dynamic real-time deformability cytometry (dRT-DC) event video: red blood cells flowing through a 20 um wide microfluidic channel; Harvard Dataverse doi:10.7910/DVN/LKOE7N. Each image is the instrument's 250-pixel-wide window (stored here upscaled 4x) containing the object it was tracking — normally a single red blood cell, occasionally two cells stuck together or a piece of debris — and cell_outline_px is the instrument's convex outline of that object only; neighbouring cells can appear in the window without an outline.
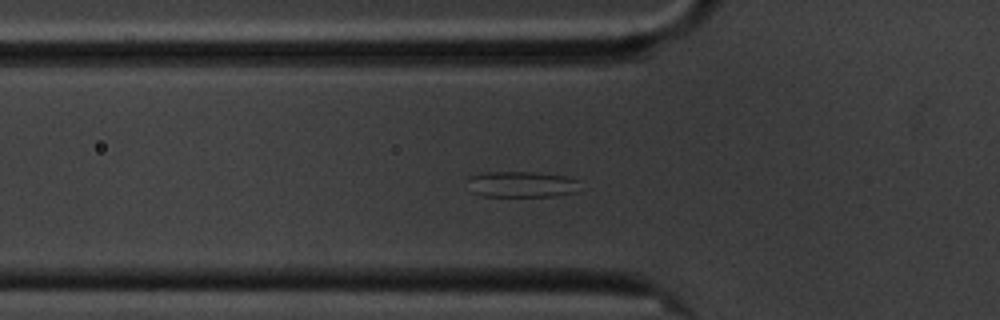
{"species": "common noctule bat (a hibernating species)", "species_latin": "Nyctalus noctula", "temperature_condition": "cold", "stored_images_in_passage": 42, "camera_frame_rate_fps": 3000, "um_per_image_px": 0.085, "animal": {"sex": "male", "body_mass_g": 20.1, "forearm_length_mm": 53.5}, "frame": {"image": 1, "passage_image": 2, "time_ms": 0.333, "image_size_px": [1000, 320], "cell_outline_px": [[580, 180], [576, 192], [552, 196], [484, 196], [472, 192], [468, 180], [468, 176], [484, 172], [536, 172], [564, 176]], "centroid_in_image_um": [44.33, 15.66], "position_along_channel_um": 81.5, "area_um2": 16.99}}
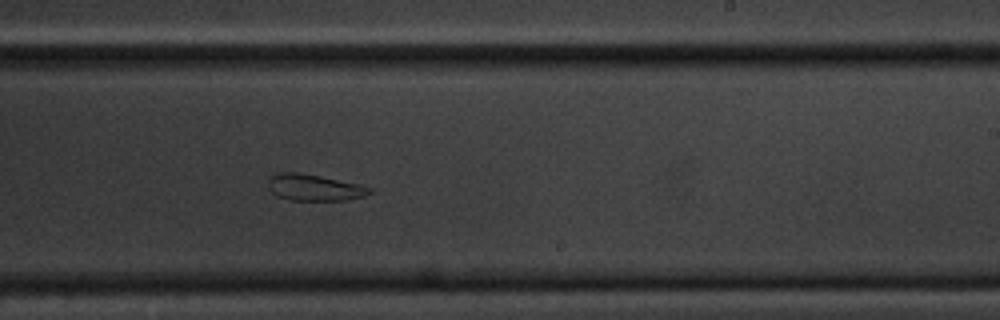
{"frame": {"image": 2, "passage_image": 18, "time_ms": 5.667, "image_size_px": [1000, 320], "cell_outline_px": [[372, 192], [364, 196], [348, 200], [288, 200], [276, 196], [268, 188], [268, 180], [276, 172], [296, 172], [320, 176], [360, 184], [372, 188]], "centroid_in_image_um": [26.7, 15.94], "position_along_channel_um": 262.3, "area_um2": 15.72}}
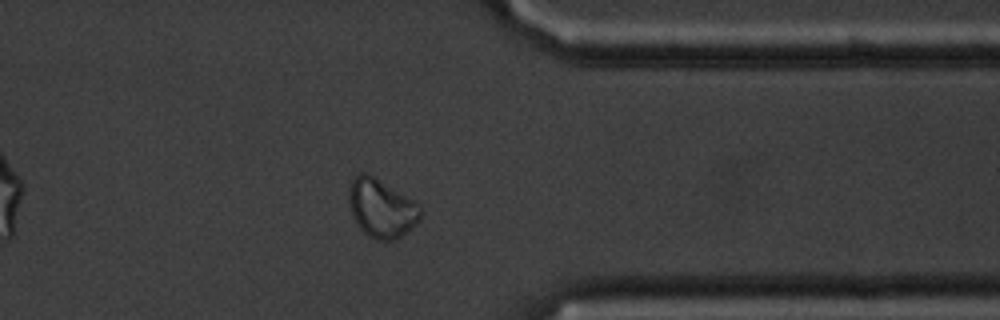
{"frame": {"image": 3, "passage_image": 29, "time_ms": 9.333, "image_size_px": [1000, 320], "cell_outline_px": [[424, 208], [420, 220], [416, 224], [396, 240], [376, 240], [368, 236], [356, 224], [352, 216], [348, 200], [348, 188], [352, 180], [360, 172], [368, 172], [420, 204]], "centroid_in_image_um": [32.43, 17.69], "position_along_channel_um": 379.0, "area_um2": 24.85}, "authors_computed_cell_mechanics": {"area_um2": 17.7446, "velocity_mm_per_s": 3.3827, "shape_relaxation_time_tau1_ms": null, "shape_relaxation_time_tau2_ms": 2.1881, "deformation_change_tau1": null, "deformation_change_tau2": 0.0782}}